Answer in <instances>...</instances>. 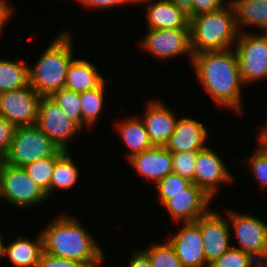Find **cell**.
<instances>
[{"mask_svg":"<svg viewBox=\"0 0 267 267\" xmlns=\"http://www.w3.org/2000/svg\"><path fill=\"white\" fill-rule=\"evenodd\" d=\"M208 51L193 55V68L198 79L217 103L242 110L241 84L243 85L236 51Z\"/></svg>","mask_w":267,"mask_h":267,"instance_id":"cell-1","label":"cell"},{"mask_svg":"<svg viewBox=\"0 0 267 267\" xmlns=\"http://www.w3.org/2000/svg\"><path fill=\"white\" fill-rule=\"evenodd\" d=\"M43 252L59 258L100 267L105 257L98 243L76 219L60 215L42 230Z\"/></svg>","mask_w":267,"mask_h":267,"instance_id":"cell-2","label":"cell"},{"mask_svg":"<svg viewBox=\"0 0 267 267\" xmlns=\"http://www.w3.org/2000/svg\"><path fill=\"white\" fill-rule=\"evenodd\" d=\"M189 26L193 55L232 48L240 31L230 2L220 10L194 16Z\"/></svg>","mask_w":267,"mask_h":267,"instance_id":"cell-3","label":"cell"},{"mask_svg":"<svg viewBox=\"0 0 267 267\" xmlns=\"http://www.w3.org/2000/svg\"><path fill=\"white\" fill-rule=\"evenodd\" d=\"M72 46L71 36L65 32L51 42L35 67H29V84L41 96L64 88L69 64L74 59Z\"/></svg>","mask_w":267,"mask_h":267,"instance_id":"cell-4","label":"cell"},{"mask_svg":"<svg viewBox=\"0 0 267 267\" xmlns=\"http://www.w3.org/2000/svg\"><path fill=\"white\" fill-rule=\"evenodd\" d=\"M60 149L35 124L16 127L7 155L8 165L24 167L29 163L55 155Z\"/></svg>","mask_w":267,"mask_h":267,"instance_id":"cell-5","label":"cell"},{"mask_svg":"<svg viewBox=\"0 0 267 267\" xmlns=\"http://www.w3.org/2000/svg\"><path fill=\"white\" fill-rule=\"evenodd\" d=\"M16 207H27L47 199L46 192L33 181L24 167L0 161V199Z\"/></svg>","mask_w":267,"mask_h":267,"instance_id":"cell-6","label":"cell"},{"mask_svg":"<svg viewBox=\"0 0 267 267\" xmlns=\"http://www.w3.org/2000/svg\"><path fill=\"white\" fill-rule=\"evenodd\" d=\"M239 32L236 43V54L239 61L240 75L243 84L267 78V32Z\"/></svg>","mask_w":267,"mask_h":267,"instance_id":"cell-7","label":"cell"},{"mask_svg":"<svg viewBox=\"0 0 267 267\" xmlns=\"http://www.w3.org/2000/svg\"><path fill=\"white\" fill-rule=\"evenodd\" d=\"M227 215L239 243L233 247L250 254L262 267H267V224L249 214L229 211Z\"/></svg>","mask_w":267,"mask_h":267,"instance_id":"cell-8","label":"cell"},{"mask_svg":"<svg viewBox=\"0 0 267 267\" xmlns=\"http://www.w3.org/2000/svg\"><path fill=\"white\" fill-rule=\"evenodd\" d=\"M42 96L30 85L0 94V116L15 127L35 125Z\"/></svg>","mask_w":267,"mask_h":267,"instance_id":"cell-9","label":"cell"},{"mask_svg":"<svg viewBox=\"0 0 267 267\" xmlns=\"http://www.w3.org/2000/svg\"><path fill=\"white\" fill-rule=\"evenodd\" d=\"M36 125L64 151H69L68 140L81 131L49 96L40 100Z\"/></svg>","mask_w":267,"mask_h":267,"instance_id":"cell-10","label":"cell"},{"mask_svg":"<svg viewBox=\"0 0 267 267\" xmlns=\"http://www.w3.org/2000/svg\"><path fill=\"white\" fill-rule=\"evenodd\" d=\"M142 48L151 55L162 58L177 57L181 54H189L193 61L191 48L190 28L178 29H150L141 41Z\"/></svg>","mask_w":267,"mask_h":267,"instance_id":"cell-11","label":"cell"},{"mask_svg":"<svg viewBox=\"0 0 267 267\" xmlns=\"http://www.w3.org/2000/svg\"><path fill=\"white\" fill-rule=\"evenodd\" d=\"M211 199L212 197L202 188L192 183L183 192L169 195V199L163 206L169 211L176 223L181 222L180 220L184 223L195 222L210 211L208 205Z\"/></svg>","mask_w":267,"mask_h":267,"instance_id":"cell-12","label":"cell"},{"mask_svg":"<svg viewBox=\"0 0 267 267\" xmlns=\"http://www.w3.org/2000/svg\"><path fill=\"white\" fill-rule=\"evenodd\" d=\"M232 174L216 152L208 146L197 152L194 184L202 188L212 198L220 183L233 181Z\"/></svg>","mask_w":267,"mask_h":267,"instance_id":"cell-13","label":"cell"},{"mask_svg":"<svg viewBox=\"0 0 267 267\" xmlns=\"http://www.w3.org/2000/svg\"><path fill=\"white\" fill-rule=\"evenodd\" d=\"M196 222L200 226L205 257L209 265L231 247V224L229 225L227 218H222L213 210L199 217Z\"/></svg>","mask_w":267,"mask_h":267,"instance_id":"cell-14","label":"cell"},{"mask_svg":"<svg viewBox=\"0 0 267 267\" xmlns=\"http://www.w3.org/2000/svg\"><path fill=\"white\" fill-rule=\"evenodd\" d=\"M183 225L176 235L167 240L173 246L183 267H209L199 224L195 221L186 222Z\"/></svg>","mask_w":267,"mask_h":267,"instance_id":"cell-15","label":"cell"},{"mask_svg":"<svg viewBox=\"0 0 267 267\" xmlns=\"http://www.w3.org/2000/svg\"><path fill=\"white\" fill-rule=\"evenodd\" d=\"M128 159L141 176L155 184L173 172L172 153L164 146H153Z\"/></svg>","mask_w":267,"mask_h":267,"instance_id":"cell-16","label":"cell"},{"mask_svg":"<svg viewBox=\"0 0 267 267\" xmlns=\"http://www.w3.org/2000/svg\"><path fill=\"white\" fill-rule=\"evenodd\" d=\"M206 128L197 120L183 117L177 120L176 127L164 147L171 153L198 152L206 147Z\"/></svg>","mask_w":267,"mask_h":267,"instance_id":"cell-17","label":"cell"},{"mask_svg":"<svg viewBox=\"0 0 267 267\" xmlns=\"http://www.w3.org/2000/svg\"><path fill=\"white\" fill-rule=\"evenodd\" d=\"M145 116L141 119L145 125L153 146H164L175 130L177 119L161 102H149Z\"/></svg>","mask_w":267,"mask_h":267,"instance_id":"cell-18","label":"cell"},{"mask_svg":"<svg viewBox=\"0 0 267 267\" xmlns=\"http://www.w3.org/2000/svg\"><path fill=\"white\" fill-rule=\"evenodd\" d=\"M146 13L150 29L190 28L188 15L169 0H158L149 4Z\"/></svg>","mask_w":267,"mask_h":267,"instance_id":"cell-19","label":"cell"},{"mask_svg":"<svg viewBox=\"0 0 267 267\" xmlns=\"http://www.w3.org/2000/svg\"><path fill=\"white\" fill-rule=\"evenodd\" d=\"M89 61L73 59L69 64L64 88L82 93L101 86L105 79Z\"/></svg>","mask_w":267,"mask_h":267,"instance_id":"cell-20","label":"cell"},{"mask_svg":"<svg viewBox=\"0 0 267 267\" xmlns=\"http://www.w3.org/2000/svg\"><path fill=\"white\" fill-rule=\"evenodd\" d=\"M43 253L42 235L37 236L36 242L19 237L17 241L4 245L3 257L6 256L15 267H37Z\"/></svg>","mask_w":267,"mask_h":267,"instance_id":"cell-21","label":"cell"},{"mask_svg":"<svg viewBox=\"0 0 267 267\" xmlns=\"http://www.w3.org/2000/svg\"><path fill=\"white\" fill-rule=\"evenodd\" d=\"M230 3L235 11L237 28L251 25L267 32V0H231Z\"/></svg>","mask_w":267,"mask_h":267,"instance_id":"cell-22","label":"cell"},{"mask_svg":"<svg viewBox=\"0 0 267 267\" xmlns=\"http://www.w3.org/2000/svg\"><path fill=\"white\" fill-rule=\"evenodd\" d=\"M117 129L124 144L131 150L130 153L126 155L128 158L153 147L145 125L138 117L126 119L118 123Z\"/></svg>","mask_w":267,"mask_h":267,"instance_id":"cell-23","label":"cell"},{"mask_svg":"<svg viewBox=\"0 0 267 267\" xmlns=\"http://www.w3.org/2000/svg\"><path fill=\"white\" fill-rule=\"evenodd\" d=\"M21 62L0 60V94L29 86V67Z\"/></svg>","mask_w":267,"mask_h":267,"instance_id":"cell-24","label":"cell"},{"mask_svg":"<svg viewBox=\"0 0 267 267\" xmlns=\"http://www.w3.org/2000/svg\"><path fill=\"white\" fill-rule=\"evenodd\" d=\"M65 151L55 163L50 183V194L57 189H69L75 185L78 179V168L74 165V160Z\"/></svg>","mask_w":267,"mask_h":267,"instance_id":"cell-25","label":"cell"},{"mask_svg":"<svg viewBox=\"0 0 267 267\" xmlns=\"http://www.w3.org/2000/svg\"><path fill=\"white\" fill-rule=\"evenodd\" d=\"M104 88L105 82L98 88L79 93L81 101V129L84 125L91 126L97 121L104 103Z\"/></svg>","mask_w":267,"mask_h":267,"instance_id":"cell-26","label":"cell"},{"mask_svg":"<svg viewBox=\"0 0 267 267\" xmlns=\"http://www.w3.org/2000/svg\"><path fill=\"white\" fill-rule=\"evenodd\" d=\"M64 152V150L60 149L53 156L39 159L24 166L25 170L29 174V177L46 192L47 197L50 196V183L56 160Z\"/></svg>","mask_w":267,"mask_h":267,"instance_id":"cell-27","label":"cell"},{"mask_svg":"<svg viewBox=\"0 0 267 267\" xmlns=\"http://www.w3.org/2000/svg\"><path fill=\"white\" fill-rule=\"evenodd\" d=\"M49 97L81 129V101L79 93L62 88L53 92Z\"/></svg>","mask_w":267,"mask_h":267,"instance_id":"cell-28","label":"cell"},{"mask_svg":"<svg viewBox=\"0 0 267 267\" xmlns=\"http://www.w3.org/2000/svg\"><path fill=\"white\" fill-rule=\"evenodd\" d=\"M144 251L148 254L152 267H183L169 241L153 244Z\"/></svg>","mask_w":267,"mask_h":267,"instance_id":"cell-29","label":"cell"},{"mask_svg":"<svg viewBox=\"0 0 267 267\" xmlns=\"http://www.w3.org/2000/svg\"><path fill=\"white\" fill-rule=\"evenodd\" d=\"M255 264V265H254ZM262 267L260 263L250 254L242 250L231 247L219 258L209 264V267Z\"/></svg>","mask_w":267,"mask_h":267,"instance_id":"cell-30","label":"cell"},{"mask_svg":"<svg viewBox=\"0 0 267 267\" xmlns=\"http://www.w3.org/2000/svg\"><path fill=\"white\" fill-rule=\"evenodd\" d=\"M191 184L192 181L189 179L184 178L177 173L171 172L156 184L160 202L163 205L169 199V195L181 193Z\"/></svg>","mask_w":267,"mask_h":267,"instance_id":"cell-31","label":"cell"},{"mask_svg":"<svg viewBox=\"0 0 267 267\" xmlns=\"http://www.w3.org/2000/svg\"><path fill=\"white\" fill-rule=\"evenodd\" d=\"M197 152L172 153L173 172L194 183V172Z\"/></svg>","mask_w":267,"mask_h":267,"instance_id":"cell-32","label":"cell"},{"mask_svg":"<svg viewBox=\"0 0 267 267\" xmlns=\"http://www.w3.org/2000/svg\"><path fill=\"white\" fill-rule=\"evenodd\" d=\"M248 163L260 185L267 189V147L260 146L248 160Z\"/></svg>","mask_w":267,"mask_h":267,"instance_id":"cell-33","label":"cell"},{"mask_svg":"<svg viewBox=\"0 0 267 267\" xmlns=\"http://www.w3.org/2000/svg\"><path fill=\"white\" fill-rule=\"evenodd\" d=\"M15 126L0 116V161H2L9 150Z\"/></svg>","mask_w":267,"mask_h":267,"instance_id":"cell-34","label":"cell"},{"mask_svg":"<svg viewBox=\"0 0 267 267\" xmlns=\"http://www.w3.org/2000/svg\"><path fill=\"white\" fill-rule=\"evenodd\" d=\"M37 267H89L86 263L65 258L50 256L42 253Z\"/></svg>","mask_w":267,"mask_h":267,"instance_id":"cell-35","label":"cell"},{"mask_svg":"<svg viewBox=\"0 0 267 267\" xmlns=\"http://www.w3.org/2000/svg\"><path fill=\"white\" fill-rule=\"evenodd\" d=\"M224 2V0H193L191 18L202 13L220 10L225 6Z\"/></svg>","mask_w":267,"mask_h":267,"instance_id":"cell-36","label":"cell"},{"mask_svg":"<svg viewBox=\"0 0 267 267\" xmlns=\"http://www.w3.org/2000/svg\"><path fill=\"white\" fill-rule=\"evenodd\" d=\"M80 3H82L85 7H91V8H111V7H116L117 5L123 6V4H128V3H136V0H77Z\"/></svg>","mask_w":267,"mask_h":267,"instance_id":"cell-37","label":"cell"},{"mask_svg":"<svg viewBox=\"0 0 267 267\" xmlns=\"http://www.w3.org/2000/svg\"><path fill=\"white\" fill-rule=\"evenodd\" d=\"M128 267H152L148 254L145 251L134 253Z\"/></svg>","mask_w":267,"mask_h":267,"instance_id":"cell-38","label":"cell"},{"mask_svg":"<svg viewBox=\"0 0 267 267\" xmlns=\"http://www.w3.org/2000/svg\"><path fill=\"white\" fill-rule=\"evenodd\" d=\"M13 8L5 0H0V33L4 25L6 24L8 18L10 17Z\"/></svg>","mask_w":267,"mask_h":267,"instance_id":"cell-39","label":"cell"},{"mask_svg":"<svg viewBox=\"0 0 267 267\" xmlns=\"http://www.w3.org/2000/svg\"><path fill=\"white\" fill-rule=\"evenodd\" d=\"M169 1L173 3L175 6H177L179 9L183 10L188 15V18L191 19V7L193 0H169Z\"/></svg>","mask_w":267,"mask_h":267,"instance_id":"cell-40","label":"cell"},{"mask_svg":"<svg viewBox=\"0 0 267 267\" xmlns=\"http://www.w3.org/2000/svg\"><path fill=\"white\" fill-rule=\"evenodd\" d=\"M257 142H259V146L267 147V122L265 123V127L260 133Z\"/></svg>","mask_w":267,"mask_h":267,"instance_id":"cell-41","label":"cell"},{"mask_svg":"<svg viewBox=\"0 0 267 267\" xmlns=\"http://www.w3.org/2000/svg\"><path fill=\"white\" fill-rule=\"evenodd\" d=\"M1 235H0V258L3 256V250H4V244L2 242V239H1Z\"/></svg>","mask_w":267,"mask_h":267,"instance_id":"cell-42","label":"cell"},{"mask_svg":"<svg viewBox=\"0 0 267 267\" xmlns=\"http://www.w3.org/2000/svg\"><path fill=\"white\" fill-rule=\"evenodd\" d=\"M143 1H144V2H147V0H136L137 3H138V2L141 3V2H143Z\"/></svg>","mask_w":267,"mask_h":267,"instance_id":"cell-43","label":"cell"}]
</instances>
